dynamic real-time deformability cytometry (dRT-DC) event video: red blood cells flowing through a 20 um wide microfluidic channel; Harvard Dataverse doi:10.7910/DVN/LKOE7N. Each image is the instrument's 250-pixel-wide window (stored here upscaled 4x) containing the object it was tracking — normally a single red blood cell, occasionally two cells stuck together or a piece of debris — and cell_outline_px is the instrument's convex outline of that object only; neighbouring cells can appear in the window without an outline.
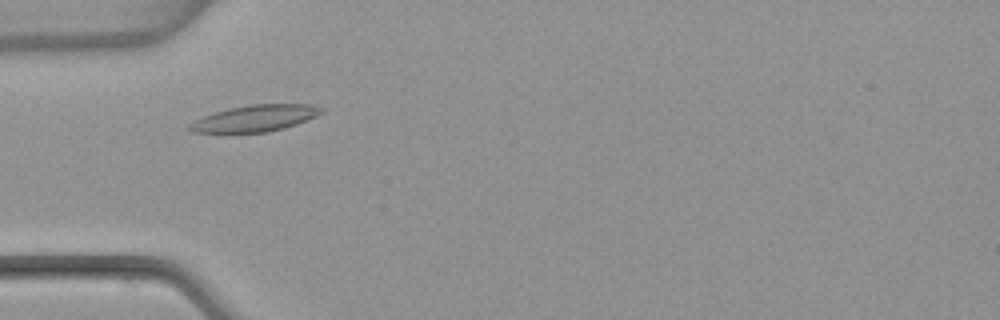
{"species": "common noctule bat (a hibernating species)", "species_latin": "Nyctalus noctula", "temperature_condition": "warm", "stored_images_in_passage": 48, "camera_frame_rate_fps": 3000, "um_per_image_px": 0.085, "animal": {"sex": "female", "body_mass_g": 22.7, "forearm_length_mm": 54.2}, "frame": {"image": 1, "passage_image": 11, "time_ms": 3.333, "image_size_px": [1000, 320], "cell_outline_px": [[324, 112], [316, 116], [296, 124], [284, 128], [264, 132], [192, 132], [184, 128], [188, 124], [204, 116], [228, 108], [248, 104], [308, 104], [324, 108]], "centroid_in_image_um": [21.67, 10.04], "position_along_channel_um": 63.3, "area_um2": 20.23}}
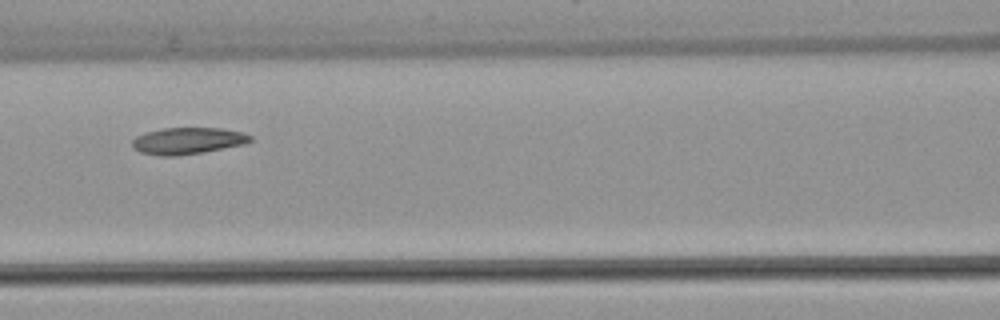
{"frame": {"image": 2, "passage_image": 18, "time_ms": 5.667, "image_size_px": [1000, 320], "cell_outline_px": [[252, 140], [244, 144], [200, 152], [176, 156], [160, 156], [140, 152], [132, 144], [132, 140], [136, 136], [148, 132], [164, 128], [220, 128], [244, 132], [252, 136]], "centroid_in_image_um": [15.97, 11.96], "position_along_channel_um": 150.6, "area_um2": 18.09}}
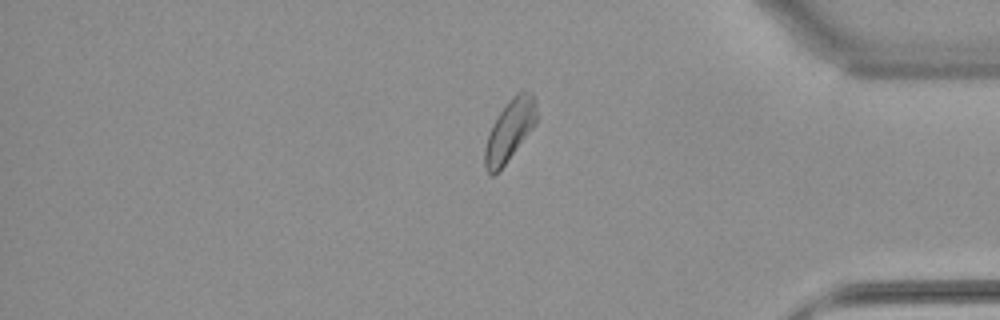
{"frame": {"image": 3, "passage_image": 39, "time_ms": 12.667, "image_size_px": [1000, 320], "cell_outline_px": [[536, 124], [504, 164], [492, 176], [484, 168], [484, 148], [492, 124], [508, 100], [516, 92], [532, 92], [536, 100]], "centroid_in_image_um": [43.32, 11.06], "position_along_channel_um": 391.9, "area_um2": 18.21}, "authors_computed_cell_mechanics": {"area_um2": 18.7561, "velocity_mm_per_s": 3.7922, "shape_relaxation_time_tau1_ms": null, "shape_relaxation_time_tau2_ms": 4.6874, "deformation_change_tau1": null, "deformation_change_tau2": 0.11}}